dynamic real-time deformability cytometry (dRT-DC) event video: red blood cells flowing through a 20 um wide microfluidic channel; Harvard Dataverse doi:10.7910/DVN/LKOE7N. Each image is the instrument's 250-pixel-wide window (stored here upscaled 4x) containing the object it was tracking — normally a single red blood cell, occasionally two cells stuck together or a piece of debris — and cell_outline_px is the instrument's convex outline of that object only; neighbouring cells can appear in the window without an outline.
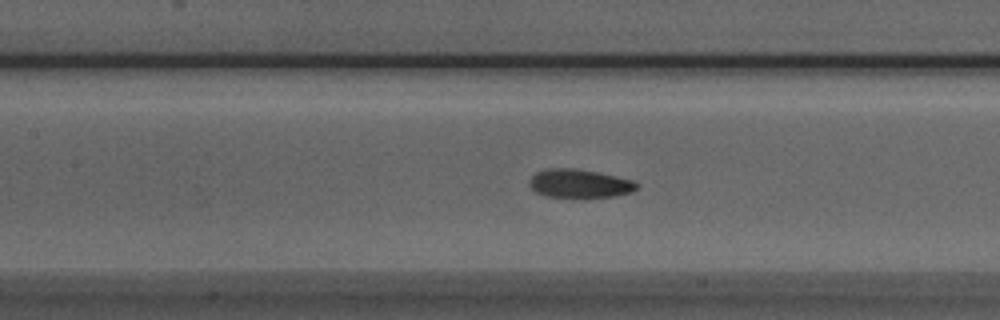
{"species": "Egyptian fruit bat (a non-hibernating species)", "species_latin": "Rousettus aegyptiacus", "temperature_condition": "room temperature", "stored_images_in_passage": 38, "camera_frame_rate_fps": 3000, "um_per_image_px": 0.085, "animal": {"sex": "male"}, "frame": {"image": 1, "passage_image": 9, "time_ms": 2.667, "image_size_px": [1000, 320], "cell_outline_px": [[640, 184], [632, 192], [612, 196], [584, 200], [548, 196], [536, 192], [528, 184], [528, 180], [536, 172], [548, 168], [576, 168], [600, 172], [632, 180]], "centroid_in_image_um": [49.26, 15.63], "position_along_channel_um": 158.1, "area_um2": 18.55}}
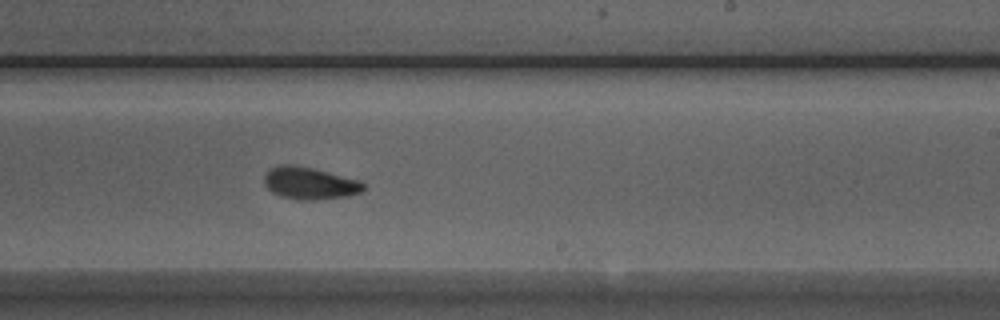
{"frame": {"image": 2, "passage_image": 17, "time_ms": 5.333, "image_size_px": [1000, 320], "cell_outline_px": [[364, 188], [360, 192], [348, 196], [312, 200], [296, 200], [280, 196], [272, 192], [264, 184], [264, 176], [272, 168], [280, 164], [292, 164], [312, 168], [360, 180], [364, 184]], "centroid_in_image_um": [26.31, 15.58], "position_along_channel_um": 262.7, "area_um2": 18.55}}
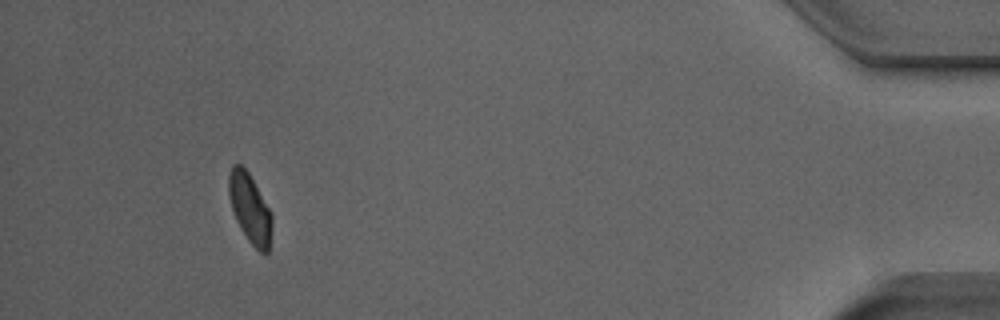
{"frame": {"image": 3, "passage_image": 34, "time_ms": 11.0, "image_size_px": [1000, 320], "cell_outline_px": [[272, 228], [268, 252], [264, 256], [248, 240], [240, 228], [236, 220], [232, 208], [228, 192], [228, 172], [232, 164], [240, 164], [248, 172], [272, 212]], "centroid_in_image_um": [21.24, 17.71], "position_along_channel_um": 414.0, "area_um2": 17.57}, "authors_computed_cell_mechanics": {"area_um2": 18.496, "velocity_mm_per_s": 3.9335, "shape_relaxation_time_tau1_ms": 4.2744, "shape_relaxation_time_tau2_ms": 3.0137, "deformation_change_tau1": 0.124, "deformation_change_tau2": 0.0712}}